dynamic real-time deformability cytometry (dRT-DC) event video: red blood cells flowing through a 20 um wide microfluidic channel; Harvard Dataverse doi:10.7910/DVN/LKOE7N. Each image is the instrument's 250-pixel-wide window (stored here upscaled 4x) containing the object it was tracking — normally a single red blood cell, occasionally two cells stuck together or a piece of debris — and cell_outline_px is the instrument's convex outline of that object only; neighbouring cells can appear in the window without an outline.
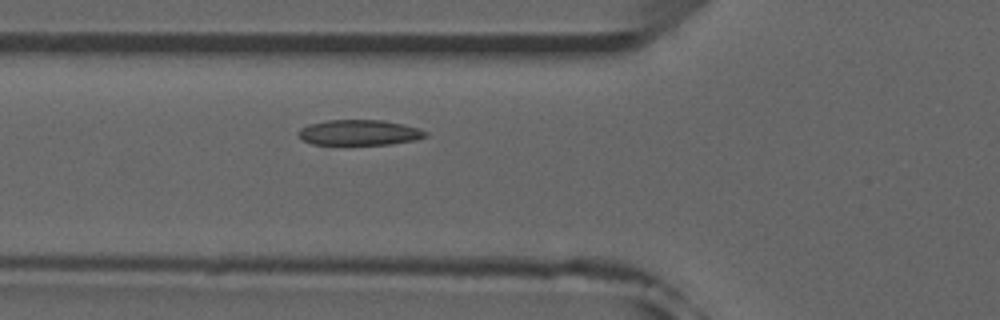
{"species": "common noctule bat (a hibernating species)", "species_latin": "Nyctalus noctula", "temperature_condition": "room temperature", "stored_images_in_passage": 29, "camera_frame_rate_fps": 3000, "um_per_image_px": 0.085, "animal": {"sex": "male", "forearm_length_mm": 52.5}, "frame": {"image": 1, "passage_image": 16, "time_ms": 5.0, "image_size_px": [1000, 320], "cell_outline_px": [[428, 136], [416, 140], [388, 144], [312, 144], [304, 140], [300, 136], [300, 128], [308, 124], [328, 120], [384, 120], [404, 124], [428, 132]], "centroid_in_image_um": [30.58, 11.26], "position_along_channel_um": 95.2, "area_um2": 18.67}}